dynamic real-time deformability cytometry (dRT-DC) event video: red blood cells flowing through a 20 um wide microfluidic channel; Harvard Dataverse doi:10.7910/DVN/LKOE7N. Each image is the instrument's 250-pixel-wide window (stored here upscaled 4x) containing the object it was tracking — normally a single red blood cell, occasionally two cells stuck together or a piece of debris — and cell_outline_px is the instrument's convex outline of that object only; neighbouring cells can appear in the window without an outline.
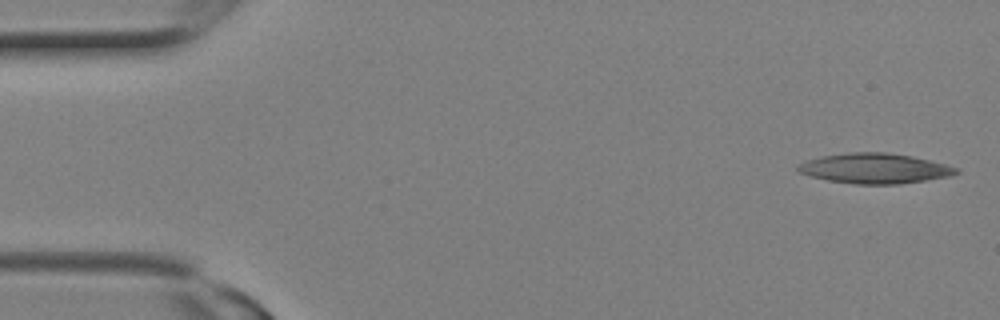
{"species": "Egyptian fruit bat (a non-hibernating species)", "species_latin": "Rousettus aegyptiacus", "temperature_condition": "room temperature", "stored_images_in_passage": 12, "camera_frame_rate_fps": 3000, "um_per_image_px": 0.085, "animal": {"sex": "female"}, "frame": {"image": 1, "passage_image": 1, "time_ms": 0.0, "image_size_px": [1000, 320], "cell_outline_px": [[960, 172], [948, 176], [924, 180], [896, 184], [856, 184], [828, 180], [812, 176], [800, 172], [796, 168], [796, 164], [820, 156], [848, 152], [884, 152], [912, 156], [960, 168]], "centroid_in_image_um": [74.33, 14.3], "position_along_channel_um": 10.7, "area_um2": 27.57}}
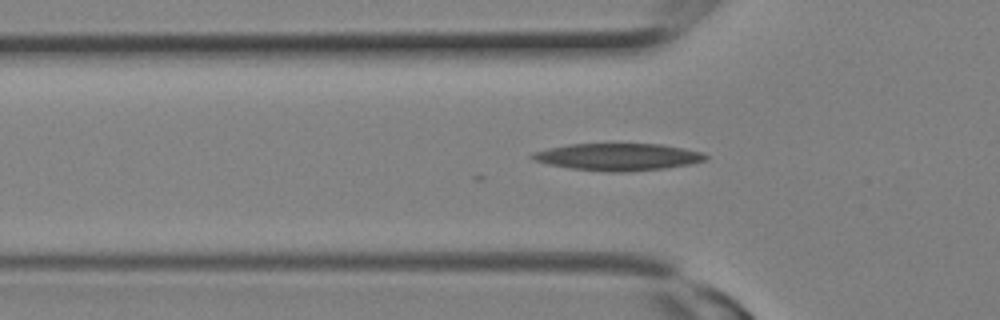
{"frame": {"image": 2, "passage_image": 8, "time_ms": 2.333, "image_size_px": [1000, 320], "cell_outline_px": [[708, 160], [692, 164], [664, 168], [624, 172], [612, 172], [572, 168], [548, 164], [532, 160], [528, 156], [536, 152], [548, 148], [568, 144], [660, 144], [700, 152], [708, 156]], "centroid_in_image_um": [52.52, 13.34], "position_along_channel_um": 73.3, "area_um2": 27.17}}
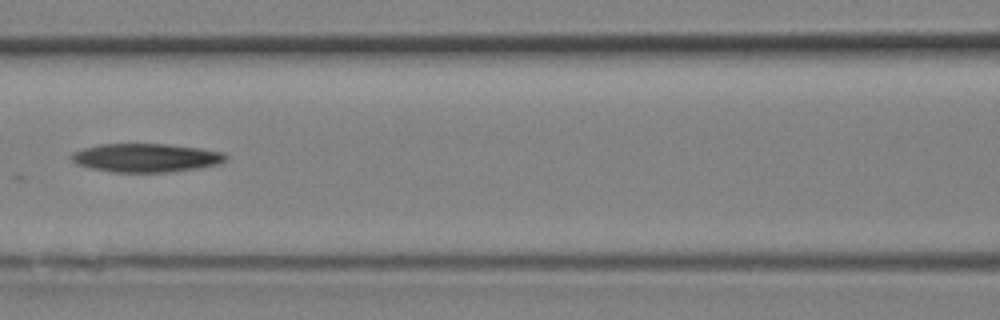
{"frame": {"image": 3, "passage_image": 11, "time_ms": 3.333, "image_size_px": [1000, 320], "cell_outline_px": [[228, 156], [220, 164], [200, 168], [168, 172], [116, 172], [92, 168], [76, 164], [72, 160], [72, 152], [84, 148], [100, 144], [168, 144], [200, 148], [224, 152]], "centroid_in_image_um": [12.45, 13.41], "position_along_channel_um": 154.2, "area_um2": 25.66}}